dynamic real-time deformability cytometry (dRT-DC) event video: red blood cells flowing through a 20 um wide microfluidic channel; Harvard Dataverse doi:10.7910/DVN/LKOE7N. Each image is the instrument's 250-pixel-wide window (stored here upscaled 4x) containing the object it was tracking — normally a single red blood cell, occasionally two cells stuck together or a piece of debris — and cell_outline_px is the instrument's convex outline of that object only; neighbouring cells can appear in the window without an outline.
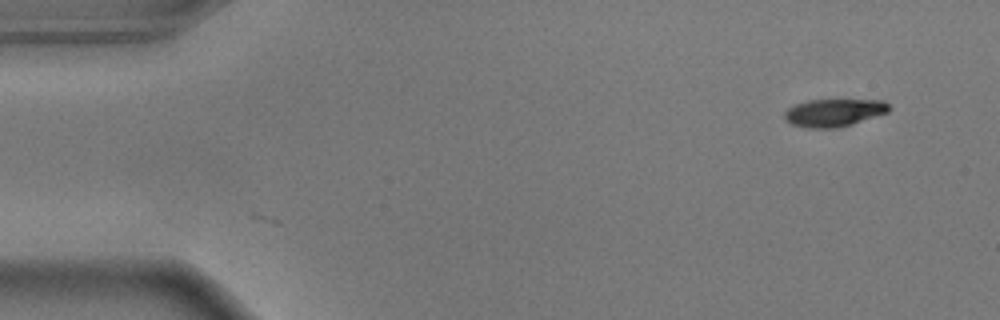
{"species": "common noctule bat (a hibernating species)", "species_latin": "Nyctalus noctula", "temperature_condition": "warm", "stored_images_in_passage": 2, "camera_frame_rate_fps": 3000, "um_per_image_px": 0.085, "animal": {"sex": "male", "body_mass_g": 17.9}, "frame": {"image": 1, "passage_image": 2, "time_ms": 0.333, "image_size_px": [1000, 320], "cell_outline_px": [[892, 108], [888, 112], [852, 124], [836, 128], [804, 128], [792, 124], [784, 116], [784, 112], [788, 108], [796, 104], [808, 100], [884, 100]], "centroid_in_image_um": [70.9, 9.57], "position_along_channel_um": 14.1, "area_um2": 16.82}}